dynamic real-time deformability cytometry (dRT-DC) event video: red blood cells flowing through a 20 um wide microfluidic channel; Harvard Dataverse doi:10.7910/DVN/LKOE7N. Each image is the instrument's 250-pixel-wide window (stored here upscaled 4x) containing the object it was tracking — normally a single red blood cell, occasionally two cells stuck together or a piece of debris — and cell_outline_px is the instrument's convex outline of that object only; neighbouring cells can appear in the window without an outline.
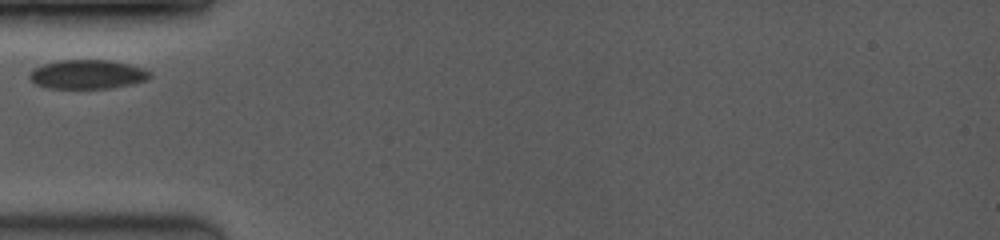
{"species": "common noctule bat (a hibernating species)", "species_latin": "Nyctalus noctula", "temperature_condition": "room temperature", "stored_images_in_passage": 3, "camera_frame_rate_fps": 3500, "um_per_image_px": 0.085, "animal": {"sex": "female", "body_mass_g": 19.0, "forearm_length_mm": 53.3}, "frame": {"image": 1, "passage_image": 1, "time_ms": 0.0, "image_size_px": [1000, 240], "cell_outline_px": [[152, 76], [148, 80], [132, 84], [112, 88], [48, 88], [36, 84], [28, 76], [36, 68], [44, 64], [60, 60], [112, 60], [144, 68], [152, 72]], "centroid_in_image_um": [7.51, 6.32], "position_along_channel_um": 77.5, "area_um2": 20.4}}